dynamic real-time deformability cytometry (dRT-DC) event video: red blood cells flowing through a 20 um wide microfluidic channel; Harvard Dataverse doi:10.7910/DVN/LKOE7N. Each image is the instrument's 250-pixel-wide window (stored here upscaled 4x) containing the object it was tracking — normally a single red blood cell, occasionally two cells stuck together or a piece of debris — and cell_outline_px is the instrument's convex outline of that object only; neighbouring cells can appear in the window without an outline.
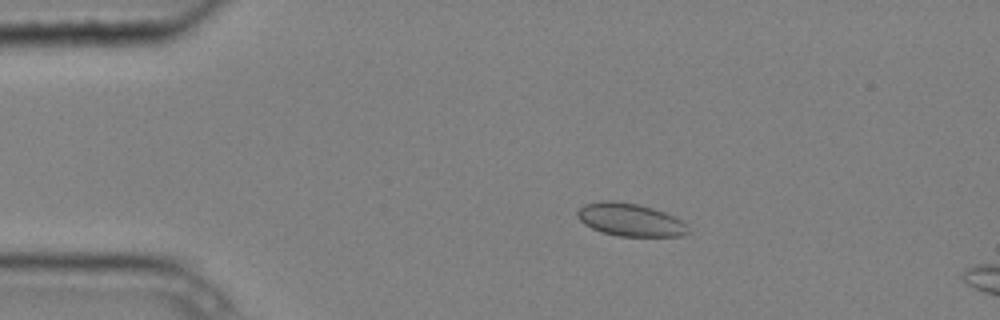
{"species": "common noctule bat (a hibernating species)", "species_latin": "Nyctalus noctula", "temperature_condition": "cold", "stored_images_in_passage": 6, "camera_frame_rate_fps": 3000, "um_per_image_px": 0.085, "animal": {"sex": "male", "body_mass_g": 20.4}, "frame": {"image": 1, "passage_image": 4, "time_ms": 1.0, "image_size_px": [1000, 320], "cell_outline_px": [[692, 232], [684, 236], [616, 236], [600, 232], [584, 224], [576, 216], [576, 212], [584, 204], [600, 200], [612, 200], [636, 204], [652, 208], [664, 212], [688, 224]], "centroid_in_image_um": [53.57, 18.69], "position_along_channel_um": 31.4, "area_um2": 21.44}}